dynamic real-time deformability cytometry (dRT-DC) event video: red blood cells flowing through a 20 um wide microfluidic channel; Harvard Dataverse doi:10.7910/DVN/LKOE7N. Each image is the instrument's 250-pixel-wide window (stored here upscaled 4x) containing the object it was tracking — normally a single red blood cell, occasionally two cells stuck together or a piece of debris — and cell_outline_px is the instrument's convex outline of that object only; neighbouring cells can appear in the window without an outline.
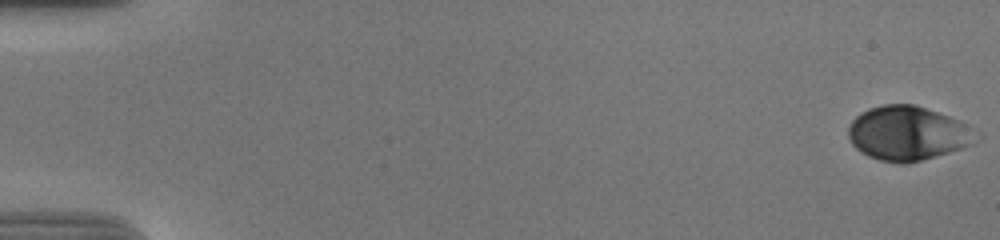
{"species": "human", "species_latin": "Homo sapiens", "temperature_condition": "cold", "stored_images_in_passage": 56, "camera_frame_rate_fps": 3000, "um_per_image_px": 0.085, "donor": {"sex": "male"}, "frame": {"image": 1, "passage_image": 1, "time_ms": 0.0, "image_size_px": [1000, 240], "cell_outline_px": [[972, 144], [948, 152], [908, 164], [900, 164], [880, 160], [868, 156], [860, 152], [852, 144], [848, 136], [848, 128], [852, 120], [860, 112], [868, 108], [884, 104], [912, 104], [960, 120], [964, 124]], "centroid_in_image_um": [76.99, 11.33], "position_along_channel_um": 8.0, "area_um2": 39.36}}
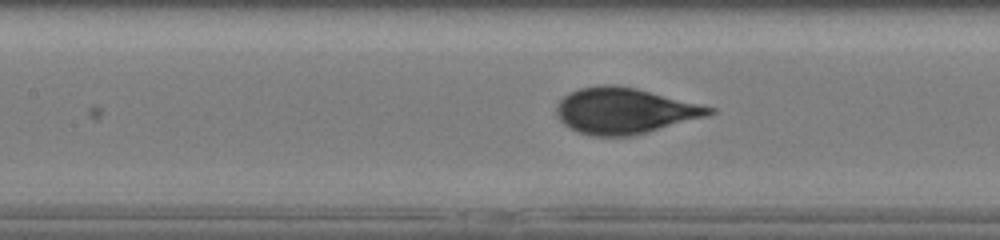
{"frame": {"image": 2, "passage_image": 27, "time_ms": 8.667, "image_size_px": [1000, 240], "cell_outline_px": [[716, 112], [708, 116], [632, 136], [592, 136], [580, 132], [564, 124], [556, 116], [556, 104], [568, 92], [580, 88], [600, 84], [616, 84], [636, 88], [716, 108]], "centroid_in_image_um": [53.08, 9.41], "position_along_channel_um": 154.3, "area_um2": 40.92}}
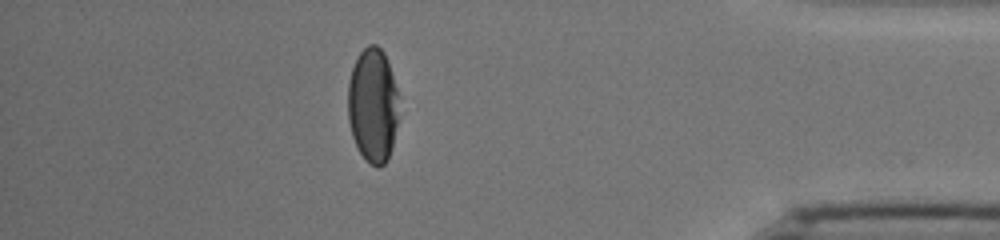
{"frame": {"image": 3, "passage_image": 50, "time_ms": 16.333, "image_size_px": [1000, 240], "cell_outline_px": [[400, 96], [396, 124], [392, 148], [388, 160], [380, 168], [376, 168], [360, 152], [352, 136], [348, 120], [348, 80], [352, 68], [360, 52], [368, 44], [376, 44], [384, 52]], "centroid_in_image_um": [31.7, 8.93], "position_along_channel_um": 403.5, "area_um2": 34.16}, "authors_computed_cell_mechanics": {"area_um2": 40.6623, "velocity_mm_per_s": 3.709, "shape_relaxation_time_tau1_ms": 5.269, "shape_relaxation_time_tau2_ms": null, "deformation_change_tau1": 0.1882, "deformation_change_tau2": null}}